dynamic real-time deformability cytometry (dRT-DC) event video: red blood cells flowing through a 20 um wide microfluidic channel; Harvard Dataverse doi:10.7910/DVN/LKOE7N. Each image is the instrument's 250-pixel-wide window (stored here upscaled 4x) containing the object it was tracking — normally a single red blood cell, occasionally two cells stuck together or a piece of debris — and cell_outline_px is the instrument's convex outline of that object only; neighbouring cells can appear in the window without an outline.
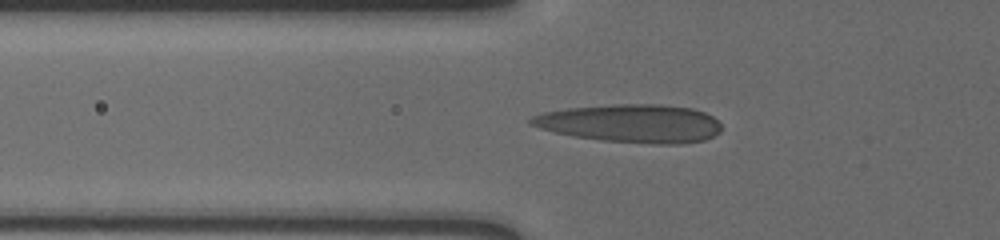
{"species": "human", "species_latin": "Homo sapiens", "temperature_condition": "cold", "stored_images_in_passage": 38, "camera_frame_rate_fps": 3000, "um_per_image_px": 0.085, "donor": {"sex": "male"}, "frame": {"image": 1, "passage_image": 2, "time_ms": 0.333, "image_size_px": [1000, 240], "cell_outline_px": [[720, 132], [704, 140], [676, 144], [656, 144], [600, 140], [572, 136], [540, 128], [528, 124], [528, 120], [532, 116], [544, 112], [568, 108], [616, 104], [660, 104], [692, 108], [704, 112], [712, 116], [720, 124]], "centroid_in_image_um": [53.62, 10.49], "position_along_channel_um": 72.2, "area_um2": 42.31}}
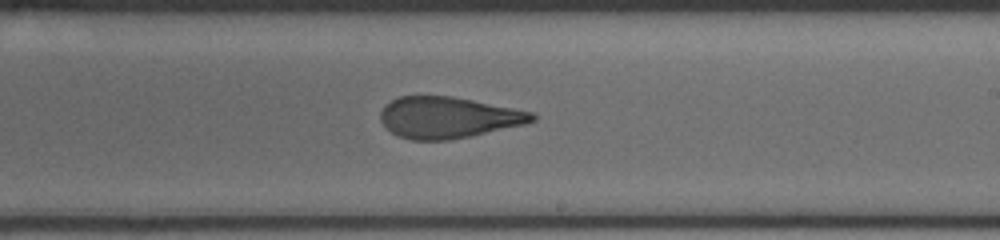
{"frame": {"image": 2, "passage_image": 17, "time_ms": 5.333, "image_size_px": [1000, 240], "cell_outline_px": [[536, 120], [524, 124], [468, 136], [448, 140], [412, 140], [400, 136], [392, 132], [380, 120], [380, 112], [384, 104], [400, 96], [452, 96], [532, 112], [536, 116]], "centroid_in_image_um": [38.05, 9.98], "position_along_channel_um": 250.9, "area_um2": 36.01}}
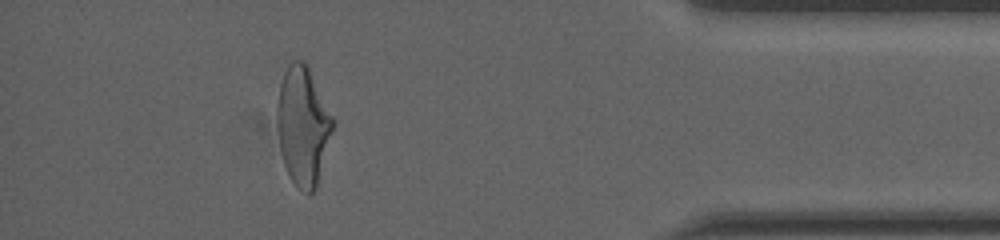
{"frame": {"image": 3, "passage_image": 33, "time_ms": 10.667, "image_size_px": [1000, 240], "cell_outline_px": [[336, 124], [316, 188], [312, 192], [308, 192], [300, 188], [288, 176], [284, 164], [280, 148], [276, 120], [276, 104], [280, 84], [284, 72], [288, 64], [292, 60], [304, 60], [308, 64], [336, 120]], "centroid_in_image_um": [25.78, 10.63], "position_along_channel_um": 409.4, "area_um2": 39.3}, "authors_computed_cell_mechanics": {"area_um2": 38.0613, "velocity_mm_per_s": 3.6292, "shape_relaxation_time_tau1_ms": 9.6903, "shape_relaxation_time_tau2_ms": 1.4387, "deformation_change_tau1": 0.2641, "deformation_change_tau2": 0.1067}}